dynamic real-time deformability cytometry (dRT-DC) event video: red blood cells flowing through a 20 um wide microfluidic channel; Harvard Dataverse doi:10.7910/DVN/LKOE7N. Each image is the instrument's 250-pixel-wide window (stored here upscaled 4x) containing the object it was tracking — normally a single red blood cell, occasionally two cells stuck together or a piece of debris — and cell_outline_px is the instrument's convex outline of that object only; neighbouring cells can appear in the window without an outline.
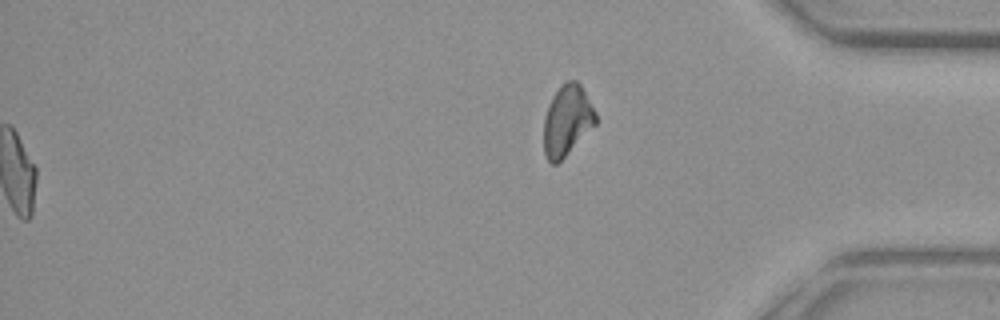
{"species": "common noctule bat (a hibernating species)", "species_latin": "Nyctalus noctula", "temperature_condition": "warm", "stored_images_in_passage": 54, "segment_of_instrument_passage": [2, 2], "camera_frame_rate_fps": 3000, "um_per_image_px": 0.085, "animal": {"sex": "female", "body_mass_g": 29.2, "forearm_length_mm": 56.3}, "frame": {"image": 1, "passage_image": 54, "time_ms": 17.667, "image_size_px": [1000, 320], "cell_outline_px": [[596, 124], [556, 164], [552, 164], [548, 160], [544, 152], [544, 116], [548, 104], [552, 96], [560, 84], [568, 80], [576, 80], [580, 84], [596, 112]], "centroid_in_image_um": [48.18, 10.2], "position_along_channel_um": 387.0, "area_um2": 21.21}}